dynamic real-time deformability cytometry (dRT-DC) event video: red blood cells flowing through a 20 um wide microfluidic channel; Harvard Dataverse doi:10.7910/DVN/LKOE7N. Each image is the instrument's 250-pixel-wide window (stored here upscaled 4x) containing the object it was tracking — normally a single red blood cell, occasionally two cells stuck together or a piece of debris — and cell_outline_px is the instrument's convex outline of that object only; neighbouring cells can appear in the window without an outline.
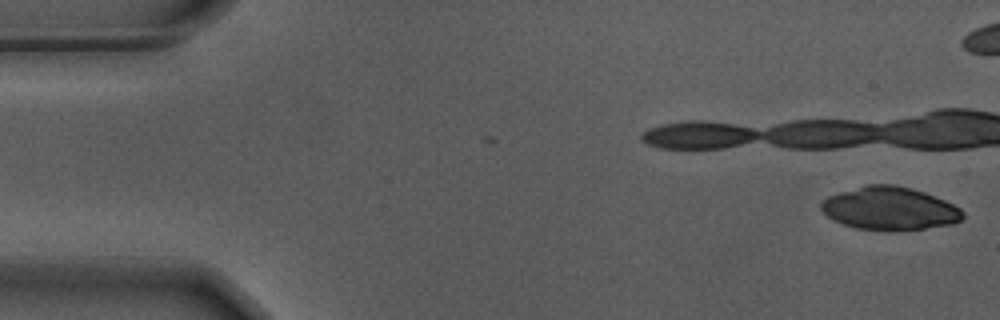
{"species": "Egyptian fruit bat (a non-hibernating species)", "species_latin": "Rousettus aegyptiacus", "temperature_condition": "warm", "stored_images_in_passage": 19, "camera_frame_rate_fps": 3000, "um_per_image_px": 0.085, "animal": {"sex": "male"}, "frame": {"image": 1, "passage_image": 1, "time_ms": 0.0, "image_size_px": [1000, 320], "cell_outline_px": [[964, 216], [960, 220], [952, 224], [924, 228], [888, 232], [856, 228], [832, 220], [820, 208], [820, 204], [828, 196], [840, 192], [868, 184], [892, 184], [912, 188], [924, 192], [944, 200], [960, 208], [964, 212]], "centroid_in_image_um": [75.62, 17.73], "position_along_channel_um": 9.4, "area_um2": 35.6}}
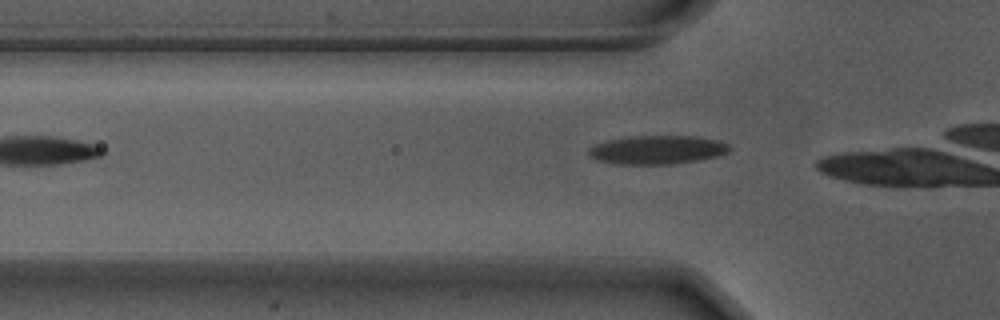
{"frame": {"image": 2, "passage_image": 14, "time_ms": 4.333, "image_size_px": [1000, 320], "cell_outline_px": [[732, 148], [728, 152], [716, 156], [676, 164], [620, 164], [600, 160], [592, 156], [588, 152], [588, 148], [596, 144], [608, 140], [628, 136], [692, 136], [720, 140], [728, 144]], "centroid_in_image_um": [55.9, 12.72], "position_along_channel_um": 69.9, "area_um2": 23.35}}